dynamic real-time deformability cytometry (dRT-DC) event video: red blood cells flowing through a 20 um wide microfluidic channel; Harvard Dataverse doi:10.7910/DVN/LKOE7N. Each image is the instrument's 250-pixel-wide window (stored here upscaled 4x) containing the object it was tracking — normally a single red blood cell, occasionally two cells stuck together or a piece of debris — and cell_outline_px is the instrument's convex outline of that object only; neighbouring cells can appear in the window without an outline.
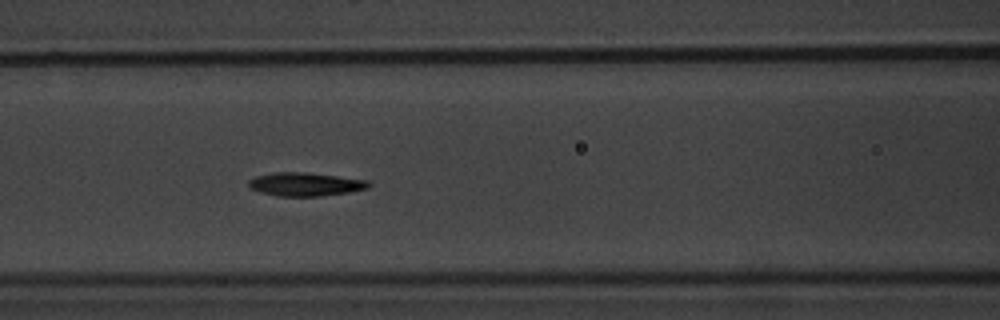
{"species": "common noctule bat (a hibernating species)", "species_latin": "Nyctalus noctula", "temperature_condition": "warm", "stored_images_in_passage": 7, "camera_frame_rate_fps": 3000, "um_per_image_px": 0.085, "animal": {"sex": "male", "body_mass_g": 20.1, "forearm_length_mm": 53.5}, "frame": {"image": 1, "passage_image": 7, "time_ms": 7.667, "image_size_px": [1000, 320], "cell_outline_px": [[372, 184], [368, 188], [348, 192], [320, 196], [276, 196], [260, 192], [248, 188], [248, 180], [256, 176], [272, 172], [304, 172], [368, 180]], "centroid_in_image_um": [25.91, 15.66], "position_along_channel_um": 140.7, "area_um2": 16.47}}